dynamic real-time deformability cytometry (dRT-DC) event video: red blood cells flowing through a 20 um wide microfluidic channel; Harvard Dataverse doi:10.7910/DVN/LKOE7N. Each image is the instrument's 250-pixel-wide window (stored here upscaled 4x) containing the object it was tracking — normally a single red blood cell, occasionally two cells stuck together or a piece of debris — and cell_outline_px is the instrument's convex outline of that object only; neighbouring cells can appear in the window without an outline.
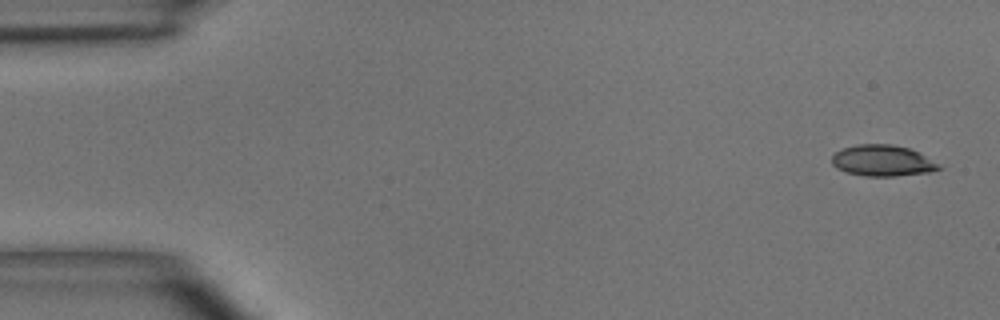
{"species": "common noctule bat (a hibernating species)", "species_latin": "Nyctalus noctula", "temperature_condition": "room temperature", "stored_images_in_passage": 4, "camera_frame_rate_fps": 3000, "um_per_image_px": 0.085, "animal": {"sex": "male", "body_mass_g": 15.6}, "frame": {"image": 1, "passage_image": 1, "time_ms": 0.0, "image_size_px": [1000, 320], "cell_outline_px": [[944, 168], [928, 172], [896, 176], [864, 176], [848, 172], [836, 168], [832, 164], [832, 156], [836, 152], [844, 148], [860, 144], [892, 144], [908, 148], [924, 156]], "centroid_in_image_um": [74.98, 13.66], "position_along_channel_um": 10.0, "area_um2": 19.07}}
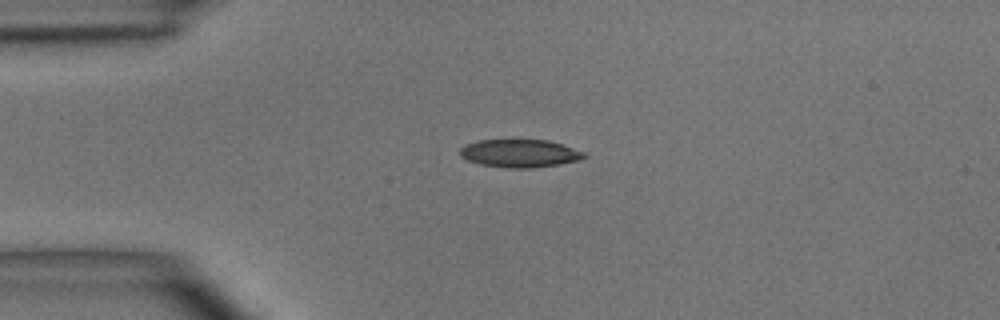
{"frame": {"image": 2, "passage_image": 4, "time_ms": 3.333, "image_size_px": [1000, 320], "cell_outline_px": [[588, 156], [580, 160], [556, 164], [528, 168], [512, 168], [480, 164], [468, 160], [460, 156], [460, 148], [464, 144], [476, 140], [548, 140], [584, 152]], "centroid_in_image_um": [44.14, 13.02], "position_along_channel_um": 40.9, "area_um2": 20.0}}